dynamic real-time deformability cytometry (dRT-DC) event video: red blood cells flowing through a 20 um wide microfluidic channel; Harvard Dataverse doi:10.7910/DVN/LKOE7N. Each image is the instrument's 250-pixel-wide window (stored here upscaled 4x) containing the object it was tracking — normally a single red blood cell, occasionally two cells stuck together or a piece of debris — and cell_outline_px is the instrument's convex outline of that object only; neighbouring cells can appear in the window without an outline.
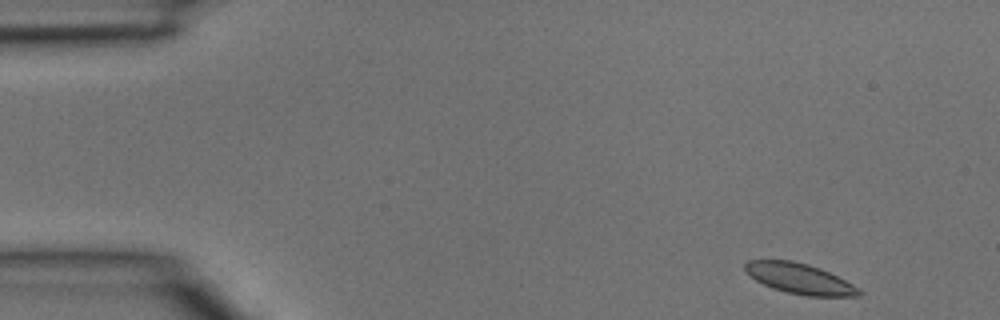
{"species": "common noctule bat (a hibernating species)", "species_latin": "Nyctalus noctula", "temperature_condition": "room temperature", "stored_images_in_passage": 37, "camera_frame_rate_fps": 3000, "um_per_image_px": 0.085, "animal": {"sex": "male", "body_mass_g": 15.6}, "frame": {"image": 1, "passage_image": 1, "time_ms": 0.0, "image_size_px": [1000, 320], "cell_outline_px": [[864, 292], [860, 296], [804, 296], [772, 288], [756, 280], [744, 272], [744, 264], [748, 260], [792, 260], [808, 264], [820, 268], [860, 288]], "centroid_in_image_um": [67.96, 23.68], "position_along_channel_um": 17.0, "area_um2": 20.23}}
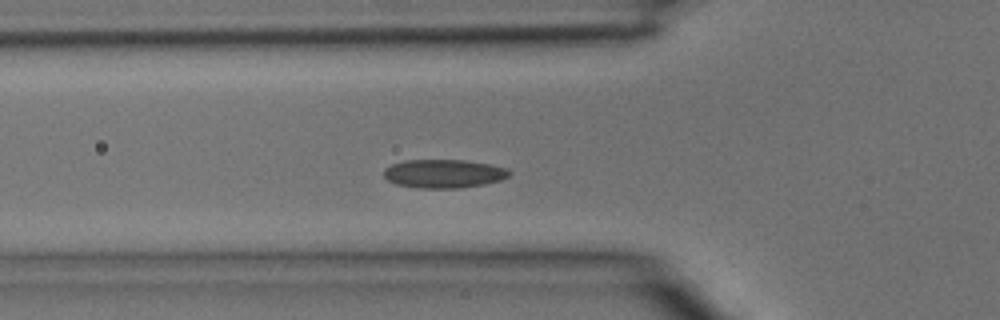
{"frame": {"image": 2, "passage_image": 11, "time_ms": 3.333, "image_size_px": [1000, 320], "cell_outline_px": [[512, 172], [508, 176], [500, 180], [484, 184], [460, 188], [416, 188], [396, 184], [388, 180], [384, 176], [384, 168], [392, 164], [404, 160], [464, 160], [488, 164], [508, 168]], "centroid_in_image_um": [37.71, 14.76], "position_along_channel_um": 88.1, "area_um2": 20.92}}
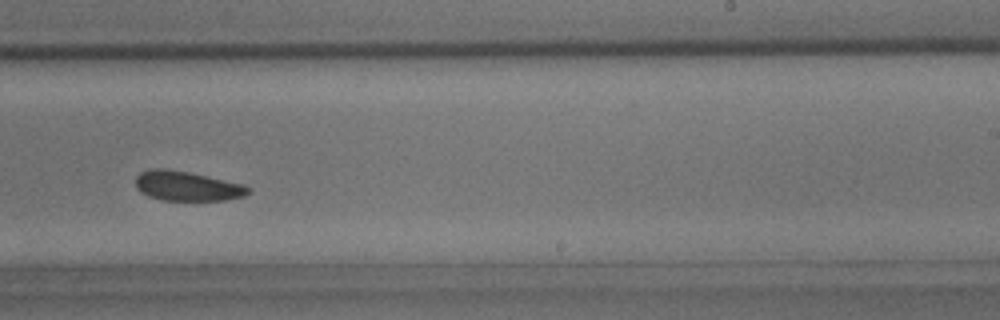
{"frame": {"image": 3, "passage_image": 22, "time_ms": 7.0, "image_size_px": [1000, 320], "cell_outline_px": [[252, 188], [244, 196], [224, 200], [160, 200], [148, 196], [140, 192], [136, 188], [136, 176], [140, 172], [148, 168], [164, 168], [188, 172], [244, 184]], "centroid_in_image_um": [15.86, 15.81], "position_along_channel_um": 273.1, "area_um2": 19.54}}